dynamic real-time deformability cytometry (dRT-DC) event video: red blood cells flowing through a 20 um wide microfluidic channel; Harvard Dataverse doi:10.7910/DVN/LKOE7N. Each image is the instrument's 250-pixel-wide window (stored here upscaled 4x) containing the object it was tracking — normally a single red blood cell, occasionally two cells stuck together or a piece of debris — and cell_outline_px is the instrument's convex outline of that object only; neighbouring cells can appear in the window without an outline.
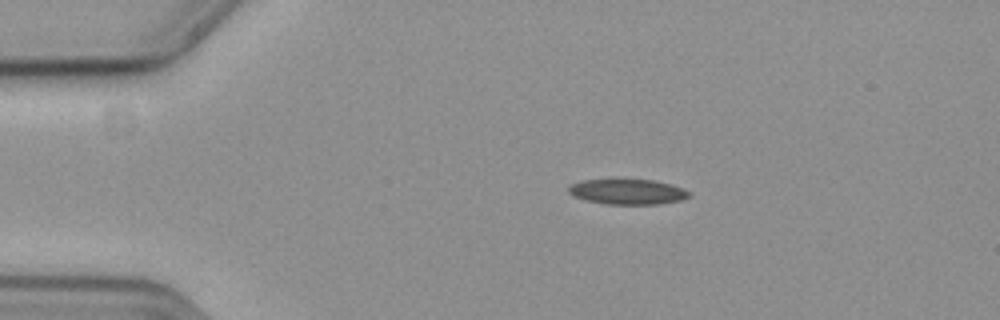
{"species": "common noctule bat (a hibernating species)", "species_latin": "Nyctalus noctula", "temperature_condition": "cold", "stored_images_in_passage": 47, "camera_frame_rate_fps": 3000, "um_per_image_px": 0.085, "animal": {"sex": "female", "body_mass_g": 19.3, "forearm_length_mm": 54.1}, "frame": {"image": 1, "passage_image": 1, "time_ms": 0.0, "image_size_px": [1000, 320], "cell_outline_px": [[692, 196], [680, 200], [660, 204], [604, 204], [584, 200], [572, 196], [568, 192], [568, 188], [572, 184], [584, 180], [652, 180], [668, 184], [680, 188], [688, 192]], "centroid_in_image_um": [53.3, 16.32], "position_along_channel_um": 31.7, "area_um2": 17.51}}
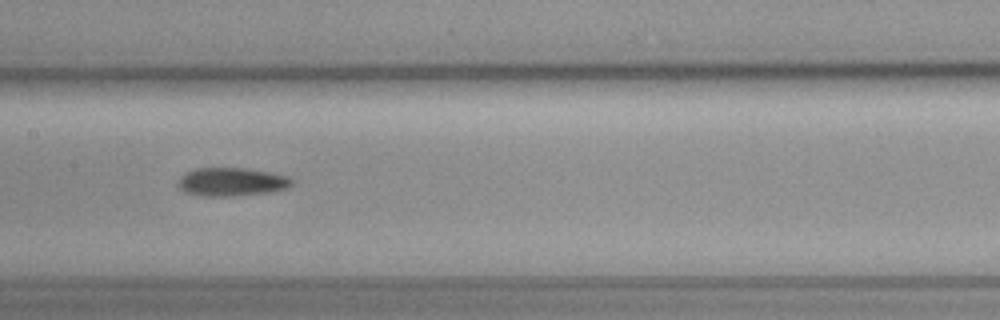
{"frame": {"image": 2, "passage_image": 18, "time_ms": 5.667, "image_size_px": [1000, 320], "cell_outline_px": [[292, 184], [288, 188], [268, 192], [228, 196], [200, 196], [184, 192], [180, 188], [180, 176], [188, 172], [200, 168], [244, 168], [268, 172], [288, 176], [292, 180]], "centroid_in_image_um": [19.7, 15.46], "position_along_channel_um": 187.7, "area_um2": 18.5}}
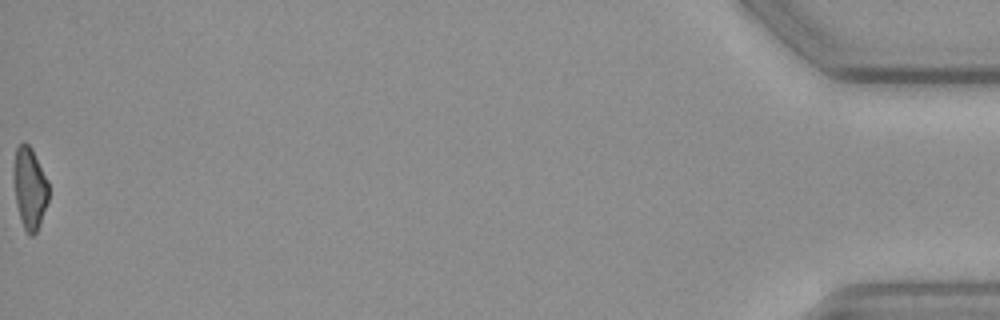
{"frame": {"image": 3, "passage_image": 47, "time_ms": 15.333, "image_size_px": [1000, 320], "cell_outline_px": [[48, 200], [40, 224], [36, 232], [32, 236], [28, 236], [24, 228], [16, 204], [12, 176], [12, 172], [16, 148], [24, 140], [32, 148], [48, 180]], "centroid_in_image_um": [2.51, 15.96], "position_along_channel_um": 432.7, "area_um2": 16.88}, "authors_computed_cell_mechanics": {"area_um2": 17.9758, "velocity_mm_per_s": 3.6581, "shape_relaxation_time_tau1_ms": null, "shape_relaxation_time_tau2_ms": 9.0209, "deformation_change_tau1": null, "deformation_change_tau2": 0.2099}}